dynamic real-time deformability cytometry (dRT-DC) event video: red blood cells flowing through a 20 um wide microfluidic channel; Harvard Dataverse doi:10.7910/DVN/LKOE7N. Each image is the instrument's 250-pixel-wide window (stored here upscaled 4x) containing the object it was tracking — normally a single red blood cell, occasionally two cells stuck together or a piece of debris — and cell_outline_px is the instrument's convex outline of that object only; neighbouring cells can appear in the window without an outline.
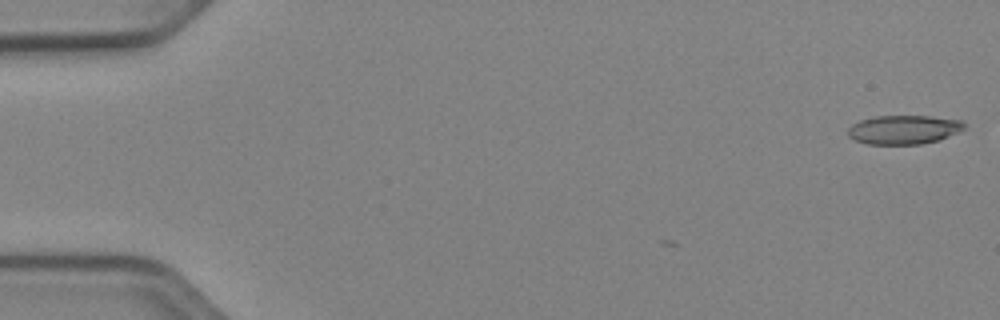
{"species": "Egyptian fruit bat (a non-hibernating species)", "species_latin": "Rousettus aegyptiacus", "temperature_condition": "cold", "stored_images_in_passage": 2, "camera_frame_rate_fps": 3000, "um_per_image_px": 0.085, "animal": {"sex": "female"}, "frame": {"image": 1, "passage_image": 2, "time_ms": 0.333, "image_size_px": [1000, 320], "cell_outline_px": [[964, 128], [940, 140], [920, 144], [868, 144], [856, 140], [848, 136], [848, 128], [852, 124], [860, 120], [876, 116], [932, 116], [960, 120], [964, 124]], "centroid_in_image_um": [76.79, 11.02], "position_along_channel_um": 8.2, "area_um2": 19.48}}